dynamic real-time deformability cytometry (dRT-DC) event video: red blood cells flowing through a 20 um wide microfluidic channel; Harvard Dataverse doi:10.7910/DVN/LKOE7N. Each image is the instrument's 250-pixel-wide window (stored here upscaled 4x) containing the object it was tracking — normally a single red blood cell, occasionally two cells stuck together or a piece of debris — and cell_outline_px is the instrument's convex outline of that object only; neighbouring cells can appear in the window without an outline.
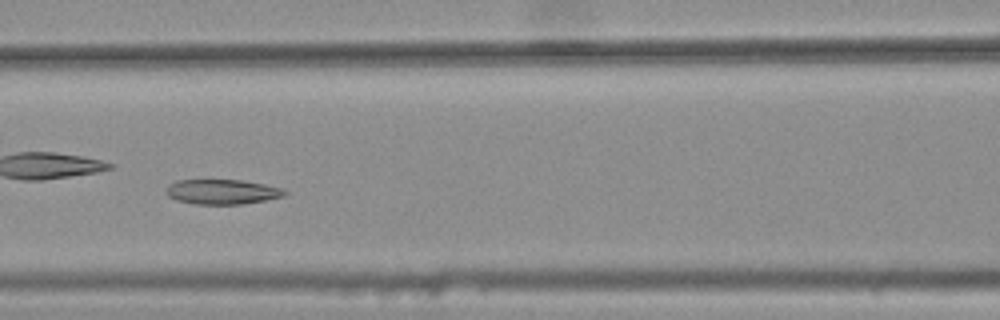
{"species": "common noctule bat (a hibernating species)", "species_latin": "Nyctalus noctula", "temperature_condition": "warm", "stored_images_in_passage": 42, "camera_frame_rate_fps": 3000, "um_per_image_px": 0.085, "animal": {"sex": "female", "body_mass_g": 25.1}, "frame": {"image": 1, "passage_image": 19, "time_ms": 6.0, "image_size_px": [1000, 320], "cell_outline_px": [[288, 192], [284, 196], [264, 200], [240, 204], [196, 204], [176, 200], [168, 196], [164, 192], [164, 188], [168, 184], [176, 180], [240, 180], [264, 184], [284, 188]], "centroid_in_image_um": [18.84, 16.29], "position_along_channel_um": 147.8, "area_um2": 17.28}, "authors_computed_cell_mechanics": {"area_um2": 18.1203, "velocity_mm_per_s": 3.7265, "shape_relaxation_time_tau1_ms": null, "shape_relaxation_time_tau2_ms": 3.5234, "deformation_change_tau1": null, "deformation_change_tau2": 0.0961}}